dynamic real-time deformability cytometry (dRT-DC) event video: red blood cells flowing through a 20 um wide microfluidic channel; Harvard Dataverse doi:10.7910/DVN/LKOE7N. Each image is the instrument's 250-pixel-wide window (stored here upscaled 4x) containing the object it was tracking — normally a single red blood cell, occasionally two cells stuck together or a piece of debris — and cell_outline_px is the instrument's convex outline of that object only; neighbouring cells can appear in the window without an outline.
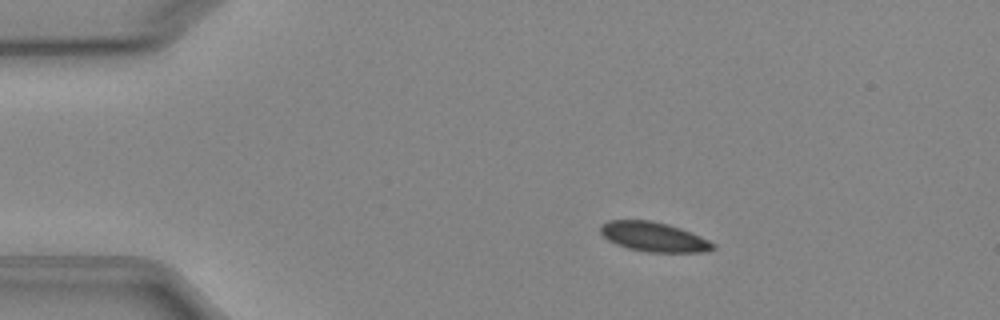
{"species": "Egyptian fruit bat (a non-hibernating species)", "species_latin": "Rousettus aegyptiacus", "temperature_condition": "cold", "stored_images_in_passage": 6, "camera_frame_rate_fps": 3000, "um_per_image_px": 0.085, "animal": {"sex": "female"}, "frame": {"image": 1, "passage_image": 1, "time_ms": 0.0, "image_size_px": [1000, 320], "cell_outline_px": [[716, 248], [704, 252], [648, 252], [628, 248], [616, 244], [608, 240], [600, 232], [600, 224], [608, 220], [652, 220], [668, 224], [680, 228], [700, 236], [716, 244]], "centroid_in_image_um": [55.56, 20.13], "position_along_channel_um": 29.4, "area_um2": 19.42}}
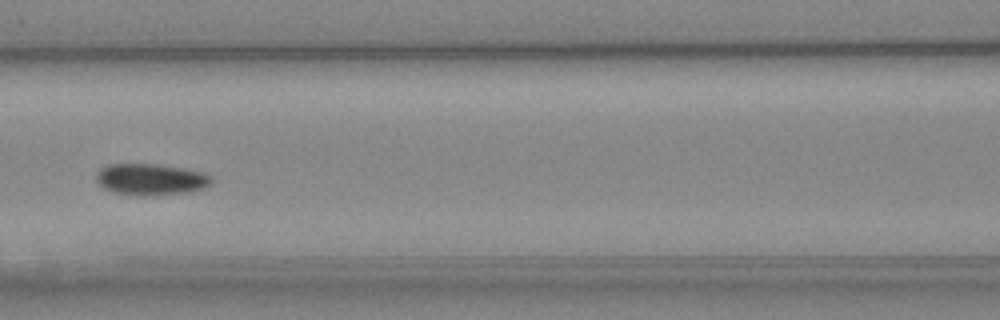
{"frame": {"image": 2, "passage_image": 5, "time_ms": 4.667, "image_size_px": [1000, 320], "cell_outline_px": [[212, 184], [204, 188], [188, 192], [144, 196], [112, 192], [104, 188], [96, 180], [96, 172], [100, 168], [108, 164], [156, 164], [184, 168], [204, 172], [212, 176]], "centroid_in_image_um": [12.83, 15.24], "position_along_channel_um": 153.8, "area_um2": 21.27}}
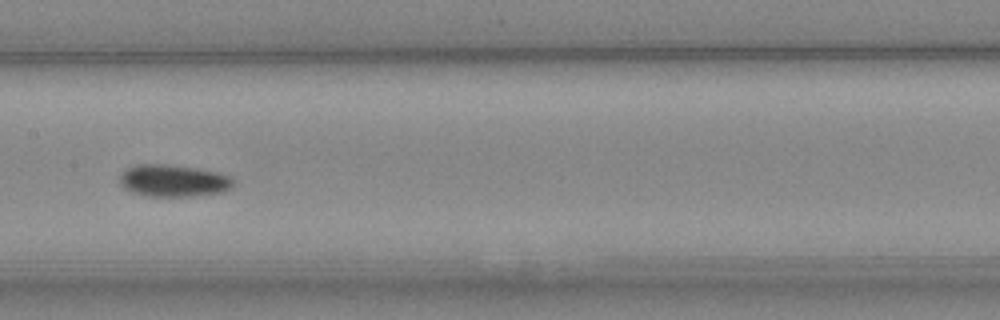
{"frame": {"image": 3, "passage_image": 6, "time_ms": 5.667, "image_size_px": [1000, 320], "cell_outline_px": [[236, 180], [228, 188], [220, 192], [192, 196], [148, 196], [132, 192], [124, 188], [120, 184], [120, 176], [128, 168], [136, 164], [168, 164], [196, 168], [216, 172], [232, 176]], "centroid_in_image_um": [14.73, 15.35], "position_along_channel_um": 192.7, "area_um2": 21.1}}